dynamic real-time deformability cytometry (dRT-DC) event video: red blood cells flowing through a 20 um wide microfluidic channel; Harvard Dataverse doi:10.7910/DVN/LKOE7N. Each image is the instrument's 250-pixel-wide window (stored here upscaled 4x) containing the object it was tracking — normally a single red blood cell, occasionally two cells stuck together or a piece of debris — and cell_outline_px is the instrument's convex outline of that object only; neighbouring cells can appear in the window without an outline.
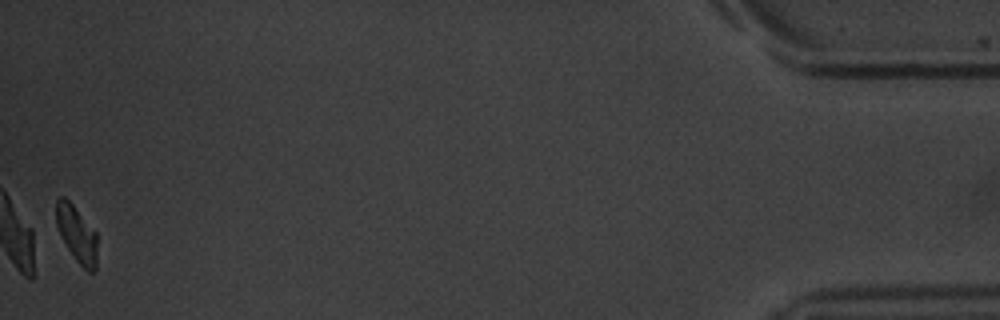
{"species": "common noctule bat (a hibernating species)", "species_latin": "Nyctalus noctula", "temperature_condition": "warm", "stored_images_in_passage": 53, "camera_frame_rate_fps": 3000, "um_per_image_px": 0.085, "animal": {"sex": "male", "body_mass_g": 20.1, "forearm_length_mm": 53.5}, "frame": {"image": 1, "passage_image": 53, "time_ms": 17.333, "image_size_px": [1000, 320], "cell_outline_px": [[96, 268], [92, 272], [88, 272], [76, 260], [68, 248], [56, 224], [56, 200], [60, 196], [64, 196], [72, 204], [96, 232]], "centroid_in_image_um": [6.52, 19.87], "position_along_channel_um": 428.7, "area_um2": 13.12}, "authors_computed_cell_mechanics": {"area_um2": 15.317, "velocity_mm_per_s": 3.802, "shape_relaxation_time_tau1_ms": 1.633, "shape_relaxation_time_tau2_ms": null, "deformation_change_tau1": 0.131, "deformation_change_tau2": null}}